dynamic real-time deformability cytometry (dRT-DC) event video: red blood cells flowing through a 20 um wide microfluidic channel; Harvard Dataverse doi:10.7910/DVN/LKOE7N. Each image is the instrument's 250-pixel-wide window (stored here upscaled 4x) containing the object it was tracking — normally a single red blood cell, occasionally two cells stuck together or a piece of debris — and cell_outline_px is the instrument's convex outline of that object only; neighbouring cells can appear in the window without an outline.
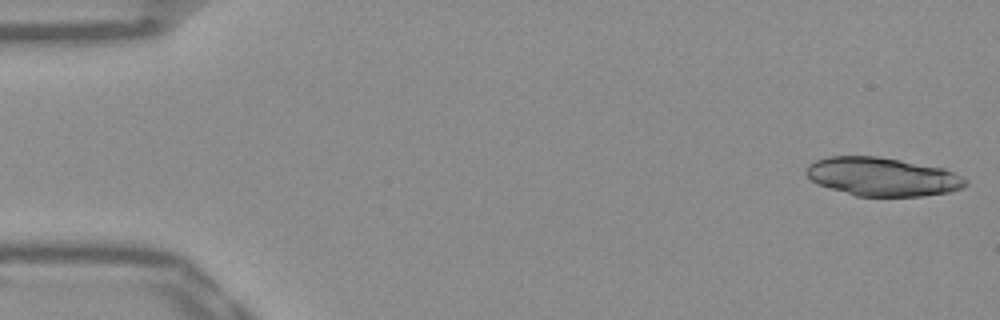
{"species": "Egyptian fruit bat (a non-hibernating species)", "species_latin": "Rousettus aegyptiacus", "temperature_condition": "warm", "stored_images_in_passage": 15, "camera_frame_rate_fps": 3000, "um_per_image_px": 0.085, "frame": {"image": 1, "passage_image": 1, "time_ms": 0.0, "image_size_px": [1000, 320], "cell_outline_px": [[968, 184], [960, 188], [948, 192], [924, 196], [856, 196], [816, 184], [804, 172], [804, 168], [808, 164], [816, 160], [828, 156], [876, 156], [900, 160], [944, 168], [968, 180]], "centroid_in_image_um": [74.96, 15.02], "position_along_channel_um": 10.0, "area_um2": 35.84}}